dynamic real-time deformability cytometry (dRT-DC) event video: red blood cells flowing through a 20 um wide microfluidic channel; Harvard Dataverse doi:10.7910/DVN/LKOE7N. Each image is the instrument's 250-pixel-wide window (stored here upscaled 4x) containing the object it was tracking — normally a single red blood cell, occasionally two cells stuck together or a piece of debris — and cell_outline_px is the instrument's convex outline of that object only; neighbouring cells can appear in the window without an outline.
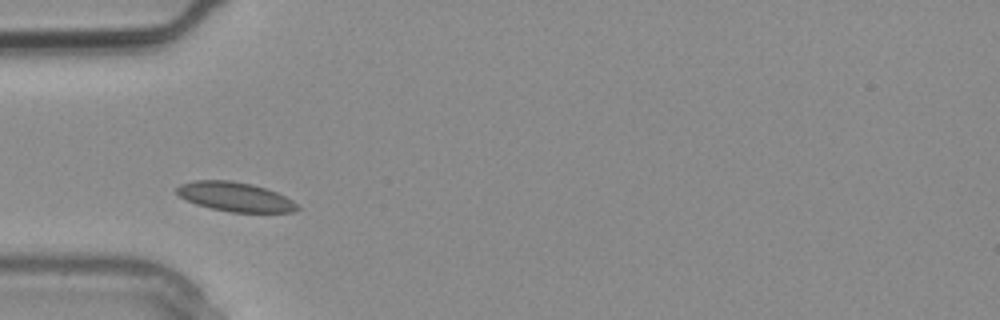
{"species": "common noctule bat (a hibernating species)", "species_latin": "Nyctalus noctula", "temperature_condition": "warm", "stored_images_in_passage": 6, "camera_frame_rate_fps": 3000, "um_per_image_px": 0.085, "animal": {"sex": "male", "body_mass_g": 20.4}, "frame": {"image": 1, "passage_image": 3, "time_ms": 0.667, "image_size_px": [1000, 320], "cell_outline_px": [[300, 208], [292, 212], [232, 212], [212, 208], [196, 204], [180, 196], [176, 192], [176, 188], [180, 184], [192, 180], [228, 180], [252, 184], [276, 192], [292, 200]], "centroid_in_image_um": [19.97, 16.72], "position_along_channel_um": 65.0, "area_um2": 20.35}}
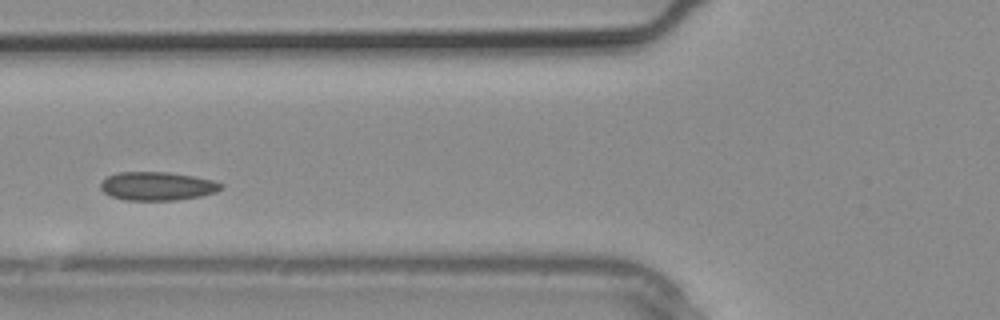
{"frame": {"image": 2, "passage_image": 5, "time_ms": 1.333, "image_size_px": [1000, 320], "cell_outline_px": [[224, 188], [216, 192], [200, 196], [176, 200], [124, 200], [112, 196], [104, 192], [100, 188], [100, 184], [108, 176], [116, 172], [168, 172], [192, 176], [212, 180], [224, 184]], "centroid_in_image_um": [13.38, 15.82], "position_along_channel_um": 112.4, "area_um2": 20.0}}